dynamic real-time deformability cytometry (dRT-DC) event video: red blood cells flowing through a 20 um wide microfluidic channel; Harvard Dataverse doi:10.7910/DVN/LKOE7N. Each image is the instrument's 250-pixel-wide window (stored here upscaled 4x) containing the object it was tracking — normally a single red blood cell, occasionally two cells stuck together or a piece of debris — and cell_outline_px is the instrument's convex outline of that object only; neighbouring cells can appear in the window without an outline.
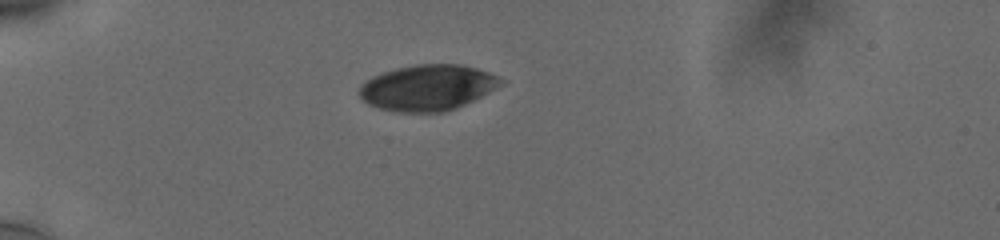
{"species": "human", "species_latin": "Homo sapiens", "temperature_condition": "cold", "stored_images_in_passage": 40, "camera_frame_rate_fps": 3000, "um_per_image_px": 0.085, "donor": {"sex": "male"}, "frame": {"image": 1, "passage_image": 1, "time_ms": 0.0, "image_size_px": [1000, 240], "cell_outline_px": [[504, 84], [456, 108], [444, 112], [400, 112], [380, 108], [368, 104], [360, 96], [360, 88], [372, 76], [396, 68], [416, 64], [460, 64], [476, 68], [488, 72], [504, 80]], "centroid_in_image_um": [36.37, 7.44], "position_along_channel_um": 48.6, "area_um2": 37.34}}
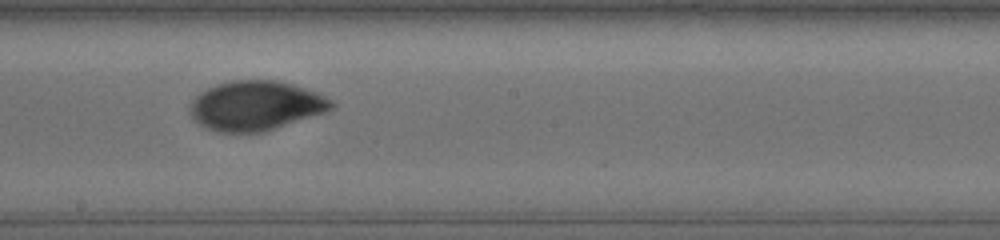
{"frame": {"image": 2, "passage_image": 18, "time_ms": 5.667, "image_size_px": [1000, 240], "cell_outline_px": [[336, 104], [332, 108], [324, 112], [264, 132], [216, 132], [200, 124], [188, 112], [188, 108], [192, 100], [200, 92], [216, 84], [232, 80], [276, 80], [292, 84], [316, 92], [332, 100]], "centroid_in_image_um": [21.71, 8.98], "position_along_channel_um": 226.5, "area_um2": 40.69}}
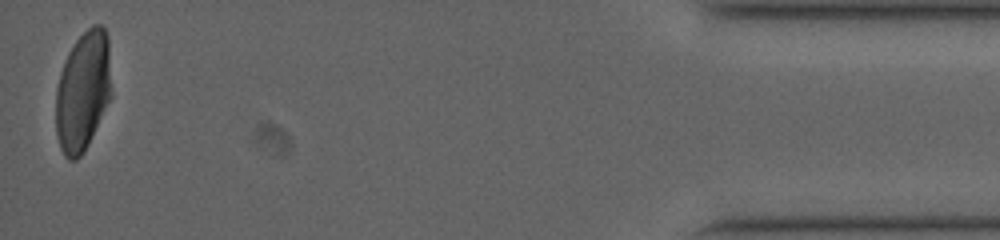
{"frame": {"image": 3, "passage_image": 40, "time_ms": 13.0, "image_size_px": [1000, 240], "cell_outline_px": [[108, 100], [88, 144], [84, 152], [76, 160], [68, 160], [64, 156], [60, 148], [56, 132], [56, 88], [60, 72], [68, 52], [76, 40], [92, 24], [100, 24], [104, 28], [108, 36]], "centroid_in_image_um": [6.98, 7.76], "position_along_channel_um": 428.2, "area_um2": 37.86}, "authors_computed_cell_mechanics": {"area_um2": 39.9687, "velocity_mm_per_s": 3.749, "shape_relaxation_time_tau1_ms": 4.1478, "shape_relaxation_time_tau2_ms": 1.3405, "deformation_change_tau1": 0.1303, "deformation_change_tau2": 0.0413}}